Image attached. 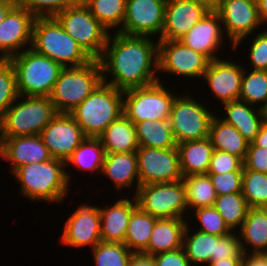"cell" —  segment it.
Listing matches in <instances>:
<instances>
[{"label":"cell","instance_id":"1","mask_svg":"<svg viewBox=\"0 0 267 266\" xmlns=\"http://www.w3.org/2000/svg\"><path fill=\"white\" fill-rule=\"evenodd\" d=\"M98 61L103 83L122 91L147 86L162 79L157 74V38L152 40L149 36L111 32Z\"/></svg>","mask_w":267,"mask_h":266},{"label":"cell","instance_id":"2","mask_svg":"<svg viewBox=\"0 0 267 266\" xmlns=\"http://www.w3.org/2000/svg\"><path fill=\"white\" fill-rule=\"evenodd\" d=\"M13 177L19 183L22 196L30 201L48 204L62 203L68 196L69 184L65 161L52 158L42 163H28L18 168Z\"/></svg>","mask_w":267,"mask_h":266},{"label":"cell","instance_id":"3","mask_svg":"<svg viewBox=\"0 0 267 266\" xmlns=\"http://www.w3.org/2000/svg\"><path fill=\"white\" fill-rule=\"evenodd\" d=\"M69 114L86 137H98L123 115V91L102 82Z\"/></svg>","mask_w":267,"mask_h":266},{"label":"cell","instance_id":"4","mask_svg":"<svg viewBox=\"0 0 267 266\" xmlns=\"http://www.w3.org/2000/svg\"><path fill=\"white\" fill-rule=\"evenodd\" d=\"M31 48L63 67H78L92 59L54 17H36Z\"/></svg>","mask_w":267,"mask_h":266},{"label":"cell","instance_id":"5","mask_svg":"<svg viewBox=\"0 0 267 266\" xmlns=\"http://www.w3.org/2000/svg\"><path fill=\"white\" fill-rule=\"evenodd\" d=\"M8 60L14 67L18 93L22 96L49 97L64 68L31 47Z\"/></svg>","mask_w":267,"mask_h":266},{"label":"cell","instance_id":"6","mask_svg":"<svg viewBox=\"0 0 267 266\" xmlns=\"http://www.w3.org/2000/svg\"><path fill=\"white\" fill-rule=\"evenodd\" d=\"M56 114L49 97L19 95L0 120V137L40 135Z\"/></svg>","mask_w":267,"mask_h":266},{"label":"cell","instance_id":"7","mask_svg":"<svg viewBox=\"0 0 267 266\" xmlns=\"http://www.w3.org/2000/svg\"><path fill=\"white\" fill-rule=\"evenodd\" d=\"M102 82L98 60L92 59L78 67H64L49 98L57 113L69 114Z\"/></svg>","mask_w":267,"mask_h":266},{"label":"cell","instance_id":"8","mask_svg":"<svg viewBox=\"0 0 267 266\" xmlns=\"http://www.w3.org/2000/svg\"><path fill=\"white\" fill-rule=\"evenodd\" d=\"M54 18L91 58L98 60L105 48L108 31L81 0L57 13Z\"/></svg>","mask_w":267,"mask_h":266},{"label":"cell","instance_id":"9","mask_svg":"<svg viewBox=\"0 0 267 266\" xmlns=\"http://www.w3.org/2000/svg\"><path fill=\"white\" fill-rule=\"evenodd\" d=\"M171 89H166L163 81H156L147 86L123 91V114L133 123L169 119L177 96Z\"/></svg>","mask_w":267,"mask_h":266},{"label":"cell","instance_id":"10","mask_svg":"<svg viewBox=\"0 0 267 266\" xmlns=\"http://www.w3.org/2000/svg\"><path fill=\"white\" fill-rule=\"evenodd\" d=\"M189 91L178 94L172 104L169 122L176 144L209 137L216 112L199 103Z\"/></svg>","mask_w":267,"mask_h":266},{"label":"cell","instance_id":"11","mask_svg":"<svg viewBox=\"0 0 267 266\" xmlns=\"http://www.w3.org/2000/svg\"><path fill=\"white\" fill-rule=\"evenodd\" d=\"M134 197L137 206L142 211L157 219H188L187 215L189 212L186 203L185 187L182 180L139 186Z\"/></svg>","mask_w":267,"mask_h":266},{"label":"cell","instance_id":"12","mask_svg":"<svg viewBox=\"0 0 267 266\" xmlns=\"http://www.w3.org/2000/svg\"><path fill=\"white\" fill-rule=\"evenodd\" d=\"M216 11L221 17L230 50L236 51L249 35L252 38L258 28H262L256 0H221Z\"/></svg>","mask_w":267,"mask_h":266},{"label":"cell","instance_id":"13","mask_svg":"<svg viewBox=\"0 0 267 266\" xmlns=\"http://www.w3.org/2000/svg\"><path fill=\"white\" fill-rule=\"evenodd\" d=\"M209 62L204 55L180 40H158V72L161 74L182 76V79H203Z\"/></svg>","mask_w":267,"mask_h":266},{"label":"cell","instance_id":"14","mask_svg":"<svg viewBox=\"0 0 267 266\" xmlns=\"http://www.w3.org/2000/svg\"><path fill=\"white\" fill-rule=\"evenodd\" d=\"M140 186L182 180L177 147L156 149L139 146L136 150Z\"/></svg>","mask_w":267,"mask_h":266},{"label":"cell","instance_id":"15","mask_svg":"<svg viewBox=\"0 0 267 266\" xmlns=\"http://www.w3.org/2000/svg\"><path fill=\"white\" fill-rule=\"evenodd\" d=\"M167 0H126V14L118 31L129 36L161 37Z\"/></svg>","mask_w":267,"mask_h":266},{"label":"cell","instance_id":"16","mask_svg":"<svg viewBox=\"0 0 267 266\" xmlns=\"http://www.w3.org/2000/svg\"><path fill=\"white\" fill-rule=\"evenodd\" d=\"M99 206L82 203L66 219L60 243L67 247L92 249L101 242Z\"/></svg>","mask_w":267,"mask_h":266},{"label":"cell","instance_id":"17","mask_svg":"<svg viewBox=\"0 0 267 266\" xmlns=\"http://www.w3.org/2000/svg\"><path fill=\"white\" fill-rule=\"evenodd\" d=\"M35 16L14 6L0 23V58L8 60L31 47Z\"/></svg>","mask_w":267,"mask_h":266},{"label":"cell","instance_id":"18","mask_svg":"<svg viewBox=\"0 0 267 266\" xmlns=\"http://www.w3.org/2000/svg\"><path fill=\"white\" fill-rule=\"evenodd\" d=\"M40 136L52 158L66 161L86 138L70 114L57 113Z\"/></svg>","mask_w":267,"mask_h":266},{"label":"cell","instance_id":"19","mask_svg":"<svg viewBox=\"0 0 267 266\" xmlns=\"http://www.w3.org/2000/svg\"><path fill=\"white\" fill-rule=\"evenodd\" d=\"M225 59V60H224ZM218 58L209 62L203 78L221 104L239 100L245 64ZM243 65V66H242Z\"/></svg>","mask_w":267,"mask_h":266},{"label":"cell","instance_id":"20","mask_svg":"<svg viewBox=\"0 0 267 266\" xmlns=\"http://www.w3.org/2000/svg\"><path fill=\"white\" fill-rule=\"evenodd\" d=\"M224 38L227 41L221 17L216 10H210L180 41L212 61L221 57L217 52L223 48Z\"/></svg>","mask_w":267,"mask_h":266},{"label":"cell","instance_id":"21","mask_svg":"<svg viewBox=\"0 0 267 266\" xmlns=\"http://www.w3.org/2000/svg\"><path fill=\"white\" fill-rule=\"evenodd\" d=\"M209 11L196 0H167L164 27L158 40H180Z\"/></svg>","mask_w":267,"mask_h":266},{"label":"cell","instance_id":"22","mask_svg":"<svg viewBox=\"0 0 267 266\" xmlns=\"http://www.w3.org/2000/svg\"><path fill=\"white\" fill-rule=\"evenodd\" d=\"M0 158L11 165V175L28 163H42L52 159L40 135L0 137Z\"/></svg>","mask_w":267,"mask_h":266},{"label":"cell","instance_id":"23","mask_svg":"<svg viewBox=\"0 0 267 266\" xmlns=\"http://www.w3.org/2000/svg\"><path fill=\"white\" fill-rule=\"evenodd\" d=\"M128 197H120L111 206H99L102 242L124 243L131 213L138 207L135 197Z\"/></svg>","mask_w":267,"mask_h":266},{"label":"cell","instance_id":"24","mask_svg":"<svg viewBox=\"0 0 267 266\" xmlns=\"http://www.w3.org/2000/svg\"><path fill=\"white\" fill-rule=\"evenodd\" d=\"M100 174L109 179L119 192L129 188L131 190L136 184V190L133 193L135 196L140 186L136 151L106 153Z\"/></svg>","mask_w":267,"mask_h":266},{"label":"cell","instance_id":"25","mask_svg":"<svg viewBox=\"0 0 267 266\" xmlns=\"http://www.w3.org/2000/svg\"><path fill=\"white\" fill-rule=\"evenodd\" d=\"M221 106L225 115H221L220 119L234 126L249 143L254 140L267 119L266 111L241 100L227 102Z\"/></svg>","mask_w":267,"mask_h":266},{"label":"cell","instance_id":"26","mask_svg":"<svg viewBox=\"0 0 267 266\" xmlns=\"http://www.w3.org/2000/svg\"><path fill=\"white\" fill-rule=\"evenodd\" d=\"M188 221L184 218L156 219L147 249L142 253L153 256L183 247V237Z\"/></svg>","mask_w":267,"mask_h":266},{"label":"cell","instance_id":"27","mask_svg":"<svg viewBox=\"0 0 267 266\" xmlns=\"http://www.w3.org/2000/svg\"><path fill=\"white\" fill-rule=\"evenodd\" d=\"M238 231L243 253H267V208H249Z\"/></svg>","mask_w":267,"mask_h":266},{"label":"cell","instance_id":"28","mask_svg":"<svg viewBox=\"0 0 267 266\" xmlns=\"http://www.w3.org/2000/svg\"><path fill=\"white\" fill-rule=\"evenodd\" d=\"M182 176L207 174L214 152L209 137L177 144Z\"/></svg>","mask_w":267,"mask_h":266},{"label":"cell","instance_id":"29","mask_svg":"<svg viewBox=\"0 0 267 266\" xmlns=\"http://www.w3.org/2000/svg\"><path fill=\"white\" fill-rule=\"evenodd\" d=\"M105 153L135 152L139 148L135 125L124 114L99 136Z\"/></svg>","mask_w":267,"mask_h":266},{"label":"cell","instance_id":"30","mask_svg":"<svg viewBox=\"0 0 267 266\" xmlns=\"http://www.w3.org/2000/svg\"><path fill=\"white\" fill-rule=\"evenodd\" d=\"M217 114L212 118L209 131L213 148L235 155L243 161L249 142L234 126L225 123Z\"/></svg>","mask_w":267,"mask_h":266},{"label":"cell","instance_id":"31","mask_svg":"<svg viewBox=\"0 0 267 266\" xmlns=\"http://www.w3.org/2000/svg\"><path fill=\"white\" fill-rule=\"evenodd\" d=\"M105 154V150L98 137H86L74 150L72 155L65 161L66 176L69 184L72 179V173L69 171V164L84 172L87 171L93 173L97 171L101 173Z\"/></svg>","mask_w":267,"mask_h":266},{"label":"cell","instance_id":"32","mask_svg":"<svg viewBox=\"0 0 267 266\" xmlns=\"http://www.w3.org/2000/svg\"><path fill=\"white\" fill-rule=\"evenodd\" d=\"M136 129V136L139 146L169 149L177 146L169 119L166 120H145L133 123Z\"/></svg>","mask_w":267,"mask_h":266},{"label":"cell","instance_id":"33","mask_svg":"<svg viewBox=\"0 0 267 266\" xmlns=\"http://www.w3.org/2000/svg\"><path fill=\"white\" fill-rule=\"evenodd\" d=\"M189 227L188 223L183 237V249L186 257L191 266L208 265L211 262V255H214L215 242L219 237L197 229L192 230V227Z\"/></svg>","mask_w":267,"mask_h":266},{"label":"cell","instance_id":"34","mask_svg":"<svg viewBox=\"0 0 267 266\" xmlns=\"http://www.w3.org/2000/svg\"><path fill=\"white\" fill-rule=\"evenodd\" d=\"M156 219L139 207L131 213L124 244L133 253H143L147 249Z\"/></svg>","mask_w":267,"mask_h":266},{"label":"cell","instance_id":"35","mask_svg":"<svg viewBox=\"0 0 267 266\" xmlns=\"http://www.w3.org/2000/svg\"><path fill=\"white\" fill-rule=\"evenodd\" d=\"M188 212L202 207H212L217 198L211 178L207 174L190 175L182 178Z\"/></svg>","mask_w":267,"mask_h":266},{"label":"cell","instance_id":"36","mask_svg":"<svg viewBox=\"0 0 267 266\" xmlns=\"http://www.w3.org/2000/svg\"><path fill=\"white\" fill-rule=\"evenodd\" d=\"M91 14L110 32H118L126 14V0H81ZM117 29V30H114ZM112 30V31H111Z\"/></svg>","mask_w":267,"mask_h":266},{"label":"cell","instance_id":"37","mask_svg":"<svg viewBox=\"0 0 267 266\" xmlns=\"http://www.w3.org/2000/svg\"><path fill=\"white\" fill-rule=\"evenodd\" d=\"M239 100L267 111V71L244 67Z\"/></svg>","mask_w":267,"mask_h":266},{"label":"cell","instance_id":"38","mask_svg":"<svg viewBox=\"0 0 267 266\" xmlns=\"http://www.w3.org/2000/svg\"><path fill=\"white\" fill-rule=\"evenodd\" d=\"M213 207L223 217L229 229L234 232L241 228L250 208L241 192L217 196Z\"/></svg>","mask_w":267,"mask_h":266},{"label":"cell","instance_id":"39","mask_svg":"<svg viewBox=\"0 0 267 266\" xmlns=\"http://www.w3.org/2000/svg\"><path fill=\"white\" fill-rule=\"evenodd\" d=\"M241 193L250 208H267V174L243 170Z\"/></svg>","mask_w":267,"mask_h":266},{"label":"cell","instance_id":"40","mask_svg":"<svg viewBox=\"0 0 267 266\" xmlns=\"http://www.w3.org/2000/svg\"><path fill=\"white\" fill-rule=\"evenodd\" d=\"M91 251L95 266H128L134 254L124 243L102 241Z\"/></svg>","mask_w":267,"mask_h":266},{"label":"cell","instance_id":"41","mask_svg":"<svg viewBox=\"0 0 267 266\" xmlns=\"http://www.w3.org/2000/svg\"><path fill=\"white\" fill-rule=\"evenodd\" d=\"M192 214L188 217L192 219H196L197 222L195 224L197 228L201 232L209 233L215 236H224L232 231L225 224L223 217L219 214V212L212 207H202L195 210H192ZM195 213V215H194Z\"/></svg>","mask_w":267,"mask_h":266},{"label":"cell","instance_id":"42","mask_svg":"<svg viewBox=\"0 0 267 266\" xmlns=\"http://www.w3.org/2000/svg\"><path fill=\"white\" fill-rule=\"evenodd\" d=\"M19 97L15 70L9 60L0 64V120Z\"/></svg>","mask_w":267,"mask_h":266},{"label":"cell","instance_id":"43","mask_svg":"<svg viewBox=\"0 0 267 266\" xmlns=\"http://www.w3.org/2000/svg\"><path fill=\"white\" fill-rule=\"evenodd\" d=\"M77 0H14L15 6L31 12L35 17H54Z\"/></svg>","mask_w":267,"mask_h":266},{"label":"cell","instance_id":"44","mask_svg":"<svg viewBox=\"0 0 267 266\" xmlns=\"http://www.w3.org/2000/svg\"><path fill=\"white\" fill-rule=\"evenodd\" d=\"M254 35L247 49L250 69L267 71V28Z\"/></svg>","mask_w":267,"mask_h":266},{"label":"cell","instance_id":"45","mask_svg":"<svg viewBox=\"0 0 267 266\" xmlns=\"http://www.w3.org/2000/svg\"><path fill=\"white\" fill-rule=\"evenodd\" d=\"M237 234L238 232L232 231L218 238L215 242L214 255H211V262L220 259L242 258L244 253L242 252L240 238Z\"/></svg>","mask_w":267,"mask_h":266},{"label":"cell","instance_id":"46","mask_svg":"<svg viewBox=\"0 0 267 266\" xmlns=\"http://www.w3.org/2000/svg\"><path fill=\"white\" fill-rule=\"evenodd\" d=\"M207 175L211 178L217 196L241 192L243 171Z\"/></svg>","mask_w":267,"mask_h":266},{"label":"cell","instance_id":"47","mask_svg":"<svg viewBox=\"0 0 267 266\" xmlns=\"http://www.w3.org/2000/svg\"><path fill=\"white\" fill-rule=\"evenodd\" d=\"M232 171H243V161L235 155L214 149L207 174Z\"/></svg>","mask_w":267,"mask_h":266},{"label":"cell","instance_id":"48","mask_svg":"<svg viewBox=\"0 0 267 266\" xmlns=\"http://www.w3.org/2000/svg\"><path fill=\"white\" fill-rule=\"evenodd\" d=\"M243 170H252L267 174V148L248 145L246 156L243 160Z\"/></svg>","mask_w":267,"mask_h":266},{"label":"cell","instance_id":"49","mask_svg":"<svg viewBox=\"0 0 267 266\" xmlns=\"http://www.w3.org/2000/svg\"><path fill=\"white\" fill-rule=\"evenodd\" d=\"M155 266H191L183 247L153 255Z\"/></svg>","mask_w":267,"mask_h":266},{"label":"cell","instance_id":"50","mask_svg":"<svg viewBox=\"0 0 267 266\" xmlns=\"http://www.w3.org/2000/svg\"><path fill=\"white\" fill-rule=\"evenodd\" d=\"M242 266H267V253H244Z\"/></svg>","mask_w":267,"mask_h":266},{"label":"cell","instance_id":"51","mask_svg":"<svg viewBox=\"0 0 267 266\" xmlns=\"http://www.w3.org/2000/svg\"><path fill=\"white\" fill-rule=\"evenodd\" d=\"M128 266H155L153 257L142 253H134L128 263Z\"/></svg>","mask_w":267,"mask_h":266},{"label":"cell","instance_id":"52","mask_svg":"<svg viewBox=\"0 0 267 266\" xmlns=\"http://www.w3.org/2000/svg\"><path fill=\"white\" fill-rule=\"evenodd\" d=\"M251 144L258 147L267 148V119L262 124L259 133L256 135Z\"/></svg>","mask_w":267,"mask_h":266},{"label":"cell","instance_id":"53","mask_svg":"<svg viewBox=\"0 0 267 266\" xmlns=\"http://www.w3.org/2000/svg\"><path fill=\"white\" fill-rule=\"evenodd\" d=\"M207 266H242V258L220 259L210 262Z\"/></svg>","mask_w":267,"mask_h":266},{"label":"cell","instance_id":"54","mask_svg":"<svg viewBox=\"0 0 267 266\" xmlns=\"http://www.w3.org/2000/svg\"><path fill=\"white\" fill-rule=\"evenodd\" d=\"M258 14L262 23L263 28L267 25V0H256ZM265 24V25H264Z\"/></svg>","mask_w":267,"mask_h":266},{"label":"cell","instance_id":"55","mask_svg":"<svg viewBox=\"0 0 267 266\" xmlns=\"http://www.w3.org/2000/svg\"><path fill=\"white\" fill-rule=\"evenodd\" d=\"M14 6V0H0V23Z\"/></svg>","mask_w":267,"mask_h":266},{"label":"cell","instance_id":"56","mask_svg":"<svg viewBox=\"0 0 267 266\" xmlns=\"http://www.w3.org/2000/svg\"><path fill=\"white\" fill-rule=\"evenodd\" d=\"M196 1L206 5L210 10H216L221 2V0H196Z\"/></svg>","mask_w":267,"mask_h":266},{"label":"cell","instance_id":"57","mask_svg":"<svg viewBox=\"0 0 267 266\" xmlns=\"http://www.w3.org/2000/svg\"><path fill=\"white\" fill-rule=\"evenodd\" d=\"M4 60H5V59H1V58H0V64H1Z\"/></svg>","mask_w":267,"mask_h":266}]
</instances>
